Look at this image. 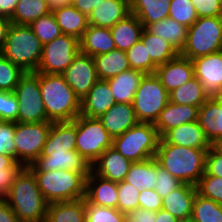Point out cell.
<instances>
[{"mask_svg": "<svg viewBox=\"0 0 222 222\" xmlns=\"http://www.w3.org/2000/svg\"><path fill=\"white\" fill-rule=\"evenodd\" d=\"M20 222H45L49 203L38 187L33 172L24 167L4 197Z\"/></svg>", "mask_w": 222, "mask_h": 222, "instance_id": "1", "label": "cell"}, {"mask_svg": "<svg viewBox=\"0 0 222 222\" xmlns=\"http://www.w3.org/2000/svg\"><path fill=\"white\" fill-rule=\"evenodd\" d=\"M208 150L164 143L160 139L155 159L175 178L196 186L205 173Z\"/></svg>", "mask_w": 222, "mask_h": 222, "instance_id": "2", "label": "cell"}, {"mask_svg": "<svg viewBox=\"0 0 222 222\" xmlns=\"http://www.w3.org/2000/svg\"><path fill=\"white\" fill-rule=\"evenodd\" d=\"M39 86L50 121H73L80 115L81 100L66 83L62 74L39 73Z\"/></svg>", "mask_w": 222, "mask_h": 222, "instance_id": "3", "label": "cell"}, {"mask_svg": "<svg viewBox=\"0 0 222 222\" xmlns=\"http://www.w3.org/2000/svg\"><path fill=\"white\" fill-rule=\"evenodd\" d=\"M46 201L50 203L85 198L86 178L90 172L70 170L32 171Z\"/></svg>", "mask_w": 222, "mask_h": 222, "instance_id": "4", "label": "cell"}, {"mask_svg": "<svg viewBox=\"0 0 222 222\" xmlns=\"http://www.w3.org/2000/svg\"><path fill=\"white\" fill-rule=\"evenodd\" d=\"M43 45L29 25L11 23L0 53L24 72H36L42 57Z\"/></svg>", "mask_w": 222, "mask_h": 222, "instance_id": "5", "label": "cell"}, {"mask_svg": "<svg viewBox=\"0 0 222 222\" xmlns=\"http://www.w3.org/2000/svg\"><path fill=\"white\" fill-rule=\"evenodd\" d=\"M161 137L152 123H138L113 138V147L125 158L142 162L155 157Z\"/></svg>", "mask_w": 222, "mask_h": 222, "instance_id": "6", "label": "cell"}, {"mask_svg": "<svg viewBox=\"0 0 222 222\" xmlns=\"http://www.w3.org/2000/svg\"><path fill=\"white\" fill-rule=\"evenodd\" d=\"M222 50V17H198L188 27L181 55L193 60Z\"/></svg>", "mask_w": 222, "mask_h": 222, "instance_id": "7", "label": "cell"}, {"mask_svg": "<svg viewBox=\"0 0 222 222\" xmlns=\"http://www.w3.org/2000/svg\"><path fill=\"white\" fill-rule=\"evenodd\" d=\"M169 102V93L153 74H145L132 102L139 123L154 124Z\"/></svg>", "mask_w": 222, "mask_h": 222, "instance_id": "8", "label": "cell"}, {"mask_svg": "<svg viewBox=\"0 0 222 222\" xmlns=\"http://www.w3.org/2000/svg\"><path fill=\"white\" fill-rule=\"evenodd\" d=\"M73 121L76 123V150L92 165L113 146V137L98 118L79 115Z\"/></svg>", "mask_w": 222, "mask_h": 222, "instance_id": "9", "label": "cell"}, {"mask_svg": "<svg viewBox=\"0 0 222 222\" xmlns=\"http://www.w3.org/2000/svg\"><path fill=\"white\" fill-rule=\"evenodd\" d=\"M18 100L17 122L38 123L47 118L39 86V72H25L14 89Z\"/></svg>", "mask_w": 222, "mask_h": 222, "instance_id": "10", "label": "cell"}, {"mask_svg": "<svg viewBox=\"0 0 222 222\" xmlns=\"http://www.w3.org/2000/svg\"><path fill=\"white\" fill-rule=\"evenodd\" d=\"M52 121L38 123L15 122V159L24 167L31 165L40 155Z\"/></svg>", "mask_w": 222, "mask_h": 222, "instance_id": "11", "label": "cell"}, {"mask_svg": "<svg viewBox=\"0 0 222 222\" xmlns=\"http://www.w3.org/2000/svg\"><path fill=\"white\" fill-rule=\"evenodd\" d=\"M79 52V40L73 36L61 34L53 41L43 45L41 61L36 72L62 74Z\"/></svg>", "mask_w": 222, "mask_h": 222, "instance_id": "12", "label": "cell"}, {"mask_svg": "<svg viewBox=\"0 0 222 222\" xmlns=\"http://www.w3.org/2000/svg\"><path fill=\"white\" fill-rule=\"evenodd\" d=\"M62 75L80 100L89 93L99 80L94 58L81 52L74 58L71 65L64 70Z\"/></svg>", "mask_w": 222, "mask_h": 222, "instance_id": "13", "label": "cell"}, {"mask_svg": "<svg viewBox=\"0 0 222 222\" xmlns=\"http://www.w3.org/2000/svg\"><path fill=\"white\" fill-rule=\"evenodd\" d=\"M195 77L208 98H222V50L192 60Z\"/></svg>", "mask_w": 222, "mask_h": 222, "instance_id": "14", "label": "cell"}, {"mask_svg": "<svg viewBox=\"0 0 222 222\" xmlns=\"http://www.w3.org/2000/svg\"><path fill=\"white\" fill-rule=\"evenodd\" d=\"M155 75L170 93L195 77L193 62L179 53L165 64L157 66Z\"/></svg>", "mask_w": 222, "mask_h": 222, "instance_id": "15", "label": "cell"}, {"mask_svg": "<svg viewBox=\"0 0 222 222\" xmlns=\"http://www.w3.org/2000/svg\"><path fill=\"white\" fill-rule=\"evenodd\" d=\"M71 150H76V123L52 122L41 155L67 154Z\"/></svg>", "mask_w": 222, "mask_h": 222, "instance_id": "16", "label": "cell"}, {"mask_svg": "<svg viewBox=\"0 0 222 222\" xmlns=\"http://www.w3.org/2000/svg\"><path fill=\"white\" fill-rule=\"evenodd\" d=\"M28 168L31 171H91V165L77 152V150L67 151V154L40 155L31 165L28 166Z\"/></svg>", "mask_w": 222, "mask_h": 222, "instance_id": "17", "label": "cell"}, {"mask_svg": "<svg viewBox=\"0 0 222 222\" xmlns=\"http://www.w3.org/2000/svg\"><path fill=\"white\" fill-rule=\"evenodd\" d=\"M131 164L130 160L111 146L91 165V170L104 179L118 183L125 180Z\"/></svg>", "mask_w": 222, "mask_h": 222, "instance_id": "18", "label": "cell"}, {"mask_svg": "<svg viewBox=\"0 0 222 222\" xmlns=\"http://www.w3.org/2000/svg\"><path fill=\"white\" fill-rule=\"evenodd\" d=\"M85 199L90 204L117 209V182L104 179L91 170L86 178Z\"/></svg>", "mask_w": 222, "mask_h": 222, "instance_id": "19", "label": "cell"}, {"mask_svg": "<svg viewBox=\"0 0 222 222\" xmlns=\"http://www.w3.org/2000/svg\"><path fill=\"white\" fill-rule=\"evenodd\" d=\"M199 107L193 105H180L170 101L160 112V115L154 123L160 137L167 131L182 124L198 121Z\"/></svg>", "mask_w": 222, "mask_h": 222, "instance_id": "20", "label": "cell"}, {"mask_svg": "<svg viewBox=\"0 0 222 222\" xmlns=\"http://www.w3.org/2000/svg\"><path fill=\"white\" fill-rule=\"evenodd\" d=\"M107 80H98L89 93L81 100L80 115L99 118L115 104Z\"/></svg>", "mask_w": 222, "mask_h": 222, "instance_id": "21", "label": "cell"}, {"mask_svg": "<svg viewBox=\"0 0 222 222\" xmlns=\"http://www.w3.org/2000/svg\"><path fill=\"white\" fill-rule=\"evenodd\" d=\"M98 119L113 138L139 123L133 105L129 103H115Z\"/></svg>", "mask_w": 222, "mask_h": 222, "instance_id": "22", "label": "cell"}, {"mask_svg": "<svg viewBox=\"0 0 222 222\" xmlns=\"http://www.w3.org/2000/svg\"><path fill=\"white\" fill-rule=\"evenodd\" d=\"M196 186L184 183L178 189L162 198V209L168 211L181 222L191 219Z\"/></svg>", "mask_w": 222, "mask_h": 222, "instance_id": "23", "label": "cell"}, {"mask_svg": "<svg viewBox=\"0 0 222 222\" xmlns=\"http://www.w3.org/2000/svg\"><path fill=\"white\" fill-rule=\"evenodd\" d=\"M161 140L164 143L175 144L196 149H209L210 143L205 138L198 121L182 124L167 131Z\"/></svg>", "mask_w": 222, "mask_h": 222, "instance_id": "24", "label": "cell"}, {"mask_svg": "<svg viewBox=\"0 0 222 222\" xmlns=\"http://www.w3.org/2000/svg\"><path fill=\"white\" fill-rule=\"evenodd\" d=\"M130 14L129 0H102L88 17L89 25L111 28Z\"/></svg>", "mask_w": 222, "mask_h": 222, "instance_id": "25", "label": "cell"}, {"mask_svg": "<svg viewBox=\"0 0 222 222\" xmlns=\"http://www.w3.org/2000/svg\"><path fill=\"white\" fill-rule=\"evenodd\" d=\"M80 52L91 57L116 49L110 28L88 25L79 40Z\"/></svg>", "mask_w": 222, "mask_h": 222, "instance_id": "26", "label": "cell"}, {"mask_svg": "<svg viewBox=\"0 0 222 222\" xmlns=\"http://www.w3.org/2000/svg\"><path fill=\"white\" fill-rule=\"evenodd\" d=\"M198 123L209 143L222 136V98H208L199 107Z\"/></svg>", "mask_w": 222, "mask_h": 222, "instance_id": "27", "label": "cell"}, {"mask_svg": "<svg viewBox=\"0 0 222 222\" xmlns=\"http://www.w3.org/2000/svg\"><path fill=\"white\" fill-rule=\"evenodd\" d=\"M144 75L145 73L140 70L129 69L107 79L115 102L132 104Z\"/></svg>", "mask_w": 222, "mask_h": 222, "instance_id": "28", "label": "cell"}, {"mask_svg": "<svg viewBox=\"0 0 222 222\" xmlns=\"http://www.w3.org/2000/svg\"><path fill=\"white\" fill-rule=\"evenodd\" d=\"M143 29L141 21L131 13L112 26L110 30L116 49L125 52L129 50L140 40Z\"/></svg>", "mask_w": 222, "mask_h": 222, "instance_id": "29", "label": "cell"}, {"mask_svg": "<svg viewBox=\"0 0 222 222\" xmlns=\"http://www.w3.org/2000/svg\"><path fill=\"white\" fill-rule=\"evenodd\" d=\"M130 13L138 17L144 28L169 16L171 0H129Z\"/></svg>", "mask_w": 222, "mask_h": 222, "instance_id": "30", "label": "cell"}, {"mask_svg": "<svg viewBox=\"0 0 222 222\" xmlns=\"http://www.w3.org/2000/svg\"><path fill=\"white\" fill-rule=\"evenodd\" d=\"M53 14L62 34L70 35L78 40L88 28V17L76 9L73 5L54 9Z\"/></svg>", "mask_w": 222, "mask_h": 222, "instance_id": "31", "label": "cell"}, {"mask_svg": "<svg viewBox=\"0 0 222 222\" xmlns=\"http://www.w3.org/2000/svg\"><path fill=\"white\" fill-rule=\"evenodd\" d=\"M145 29L168 41L179 53H181L187 41L188 27L177 23L169 17L153 24H148Z\"/></svg>", "mask_w": 222, "mask_h": 222, "instance_id": "32", "label": "cell"}, {"mask_svg": "<svg viewBox=\"0 0 222 222\" xmlns=\"http://www.w3.org/2000/svg\"><path fill=\"white\" fill-rule=\"evenodd\" d=\"M93 58L99 80H107L131 69L126 52L119 49L111 50Z\"/></svg>", "mask_w": 222, "mask_h": 222, "instance_id": "33", "label": "cell"}, {"mask_svg": "<svg viewBox=\"0 0 222 222\" xmlns=\"http://www.w3.org/2000/svg\"><path fill=\"white\" fill-rule=\"evenodd\" d=\"M45 222H85V198L50 203Z\"/></svg>", "mask_w": 222, "mask_h": 222, "instance_id": "34", "label": "cell"}, {"mask_svg": "<svg viewBox=\"0 0 222 222\" xmlns=\"http://www.w3.org/2000/svg\"><path fill=\"white\" fill-rule=\"evenodd\" d=\"M156 177L157 160L153 157L142 162H133L130 165L125 181L139 190L154 189Z\"/></svg>", "mask_w": 222, "mask_h": 222, "instance_id": "35", "label": "cell"}, {"mask_svg": "<svg viewBox=\"0 0 222 222\" xmlns=\"http://www.w3.org/2000/svg\"><path fill=\"white\" fill-rule=\"evenodd\" d=\"M140 40L151 60L157 66L165 64L179 54L168 41L148 32L145 28L142 31Z\"/></svg>", "mask_w": 222, "mask_h": 222, "instance_id": "36", "label": "cell"}, {"mask_svg": "<svg viewBox=\"0 0 222 222\" xmlns=\"http://www.w3.org/2000/svg\"><path fill=\"white\" fill-rule=\"evenodd\" d=\"M207 99L208 96L201 82L196 77L169 93V101L180 105L200 107Z\"/></svg>", "mask_w": 222, "mask_h": 222, "instance_id": "37", "label": "cell"}, {"mask_svg": "<svg viewBox=\"0 0 222 222\" xmlns=\"http://www.w3.org/2000/svg\"><path fill=\"white\" fill-rule=\"evenodd\" d=\"M50 11L48 0H19L10 20L13 24L30 25Z\"/></svg>", "mask_w": 222, "mask_h": 222, "instance_id": "38", "label": "cell"}, {"mask_svg": "<svg viewBox=\"0 0 222 222\" xmlns=\"http://www.w3.org/2000/svg\"><path fill=\"white\" fill-rule=\"evenodd\" d=\"M191 220L195 222H222V205L196 193Z\"/></svg>", "mask_w": 222, "mask_h": 222, "instance_id": "39", "label": "cell"}, {"mask_svg": "<svg viewBox=\"0 0 222 222\" xmlns=\"http://www.w3.org/2000/svg\"><path fill=\"white\" fill-rule=\"evenodd\" d=\"M29 26L42 45L53 41L62 34L52 11L36 19Z\"/></svg>", "mask_w": 222, "mask_h": 222, "instance_id": "40", "label": "cell"}, {"mask_svg": "<svg viewBox=\"0 0 222 222\" xmlns=\"http://www.w3.org/2000/svg\"><path fill=\"white\" fill-rule=\"evenodd\" d=\"M126 55L131 69L140 70L145 74H153L157 65L151 60L141 40L134 44Z\"/></svg>", "mask_w": 222, "mask_h": 222, "instance_id": "41", "label": "cell"}, {"mask_svg": "<svg viewBox=\"0 0 222 222\" xmlns=\"http://www.w3.org/2000/svg\"><path fill=\"white\" fill-rule=\"evenodd\" d=\"M126 214L116 208L90 204L85 199V222H125Z\"/></svg>", "mask_w": 222, "mask_h": 222, "instance_id": "42", "label": "cell"}, {"mask_svg": "<svg viewBox=\"0 0 222 222\" xmlns=\"http://www.w3.org/2000/svg\"><path fill=\"white\" fill-rule=\"evenodd\" d=\"M117 209L125 214H131L139 208L140 190L131 183L123 180L117 183Z\"/></svg>", "mask_w": 222, "mask_h": 222, "instance_id": "43", "label": "cell"}, {"mask_svg": "<svg viewBox=\"0 0 222 222\" xmlns=\"http://www.w3.org/2000/svg\"><path fill=\"white\" fill-rule=\"evenodd\" d=\"M24 73L0 53V91L13 92Z\"/></svg>", "mask_w": 222, "mask_h": 222, "instance_id": "44", "label": "cell"}, {"mask_svg": "<svg viewBox=\"0 0 222 222\" xmlns=\"http://www.w3.org/2000/svg\"><path fill=\"white\" fill-rule=\"evenodd\" d=\"M168 17L187 27H190L198 19L191 0H171Z\"/></svg>", "mask_w": 222, "mask_h": 222, "instance_id": "45", "label": "cell"}, {"mask_svg": "<svg viewBox=\"0 0 222 222\" xmlns=\"http://www.w3.org/2000/svg\"><path fill=\"white\" fill-rule=\"evenodd\" d=\"M197 193L222 205V177L206 172L196 184Z\"/></svg>", "mask_w": 222, "mask_h": 222, "instance_id": "46", "label": "cell"}, {"mask_svg": "<svg viewBox=\"0 0 222 222\" xmlns=\"http://www.w3.org/2000/svg\"><path fill=\"white\" fill-rule=\"evenodd\" d=\"M184 183L171 175L166 169L158 164L157 161V177L154 190L160 197L164 198L173 190L178 189Z\"/></svg>", "mask_w": 222, "mask_h": 222, "instance_id": "47", "label": "cell"}, {"mask_svg": "<svg viewBox=\"0 0 222 222\" xmlns=\"http://www.w3.org/2000/svg\"><path fill=\"white\" fill-rule=\"evenodd\" d=\"M18 100L14 92L0 91V121L17 122Z\"/></svg>", "mask_w": 222, "mask_h": 222, "instance_id": "48", "label": "cell"}, {"mask_svg": "<svg viewBox=\"0 0 222 222\" xmlns=\"http://www.w3.org/2000/svg\"><path fill=\"white\" fill-rule=\"evenodd\" d=\"M15 122L0 121V154L15 157Z\"/></svg>", "mask_w": 222, "mask_h": 222, "instance_id": "49", "label": "cell"}, {"mask_svg": "<svg viewBox=\"0 0 222 222\" xmlns=\"http://www.w3.org/2000/svg\"><path fill=\"white\" fill-rule=\"evenodd\" d=\"M198 17H222V0H191Z\"/></svg>", "mask_w": 222, "mask_h": 222, "instance_id": "50", "label": "cell"}, {"mask_svg": "<svg viewBox=\"0 0 222 222\" xmlns=\"http://www.w3.org/2000/svg\"><path fill=\"white\" fill-rule=\"evenodd\" d=\"M139 208L157 212L162 209V197L154 189L140 190Z\"/></svg>", "mask_w": 222, "mask_h": 222, "instance_id": "51", "label": "cell"}, {"mask_svg": "<svg viewBox=\"0 0 222 222\" xmlns=\"http://www.w3.org/2000/svg\"><path fill=\"white\" fill-rule=\"evenodd\" d=\"M23 168L24 167H6L0 169V198H4L8 194L16 176Z\"/></svg>", "mask_w": 222, "mask_h": 222, "instance_id": "52", "label": "cell"}, {"mask_svg": "<svg viewBox=\"0 0 222 222\" xmlns=\"http://www.w3.org/2000/svg\"><path fill=\"white\" fill-rule=\"evenodd\" d=\"M205 172L211 176L222 177V155L215 153L211 148L206 154Z\"/></svg>", "mask_w": 222, "mask_h": 222, "instance_id": "53", "label": "cell"}, {"mask_svg": "<svg viewBox=\"0 0 222 222\" xmlns=\"http://www.w3.org/2000/svg\"><path fill=\"white\" fill-rule=\"evenodd\" d=\"M102 0H73L72 4L76 9L85 14L87 17L97 8Z\"/></svg>", "mask_w": 222, "mask_h": 222, "instance_id": "54", "label": "cell"}, {"mask_svg": "<svg viewBox=\"0 0 222 222\" xmlns=\"http://www.w3.org/2000/svg\"><path fill=\"white\" fill-rule=\"evenodd\" d=\"M0 222H20L4 198H0Z\"/></svg>", "mask_w": 222, "mask_h": 222, "instance_id": "55", "label": "cell"}, {"mask_svg": "<svg viewBox=\"0 0 222 222\" xmlns=\"http://www.w3.org/2000/svg\"><path fill=\"white\" fill-rule=\"evenodd\" d=\"M19 0H0V16L11 18Z\"/></svg>", "mask_w": 222, "mask_h": 222, "instance_id": "56", "label": "cell"}, {"mask_svg": "<svg viewBox=\"0 0 222 222\" xmlns=\"http://www.w3.org/2000/svg\"><path fill=\"white\" fill-rule=\"evenodd\" d=\"M137 220L142 222H155L156 221V212L138 208L136 211L131 213Z\"/></svg>", "mask_w": 222, "mask_h": 222, "instance_id": "57", "label": "cell"}, {"mask_svg": "<svg viewBox=\"0 0 222 222\" xmlns=\"http://www.w3.org/2000/svg\"><path fill=\"white\" fill-rule=\"evenodd\" d=\"M11 20L7 17L0 16V50L3 48Z\"/></svg>", "mask_w": 222, "mask_h": 222, "instance_id": "58", "label": "cell"}, {"mask_svg": "<svg viewBox=\"0 0 222 222\" xmlns=\"http://www.w3.org/2000/svg\"><path fill=\"white\" fill-rule=\"evenodd\" d=\"M6 167H24L21 163L17 162L12 155L0 154V169Z\"/></svg>", "mask_w": 222, "mask_h": 222, "instance_id": "59", "label": "cell"}, {"mask_svg": "<svg viewBox=\"0 0 222 222\" xmlns=\"http://www.w3.org/2000/svg\"><path fill=\"white\" fill-rule=\"evenodd\" d=\"M155 222H181L175 216L164 209H160L156 212Z\"/></svg>", "mask_w": 222, "mask_h": 222, "instance_id": "60", "label": "cell"}, {"mask_svg": "<svg viewBox=\"0 0 222 222\" xmlns=\"http://www.w3.org/2000/svg\"><path fill=\"white\" fill-rule=\"evenodd\" d=\"M73 0H48V5L51 11L54 9L71 5Z\"/></svg>", "mask_w": 222, "mask_h": 222, "instance_id": "61", "label": "cell"}, {"mask_svg": "<svg viewBox=\"0 0 222 222\" xmlns=\"http://www.w3.org/2000/svg\"><path fill=\"white\" fill-rule=\"evenodd\" d=\"M210 148L217 154L222 155V136L215 138L210 143Z\"/></svg>", "mask_w": 222, "mask_h": 222, "instance_id": "62", "label": "cell"}, {"mask_svg": "<svg viewBox=\"0 0 222 222\" xmlns=\"http://www.w3.org/2000/svg\"><path fill=\"white\" fill-rule=\"evenodd\" d=\"M125 222H142V221L137 220L132 214H126Z\"/></svg>", "mask_w": 222, "mask_h": 222, "instance_id": "63", "label": "cell"}, {"mask_svg": "<svg viewBox=\"0 0 222 222\" xmlns=\"http://www.w3.org/2000/svg\"><path fill=\"white\" fill-rule=\"evenodd\" d=\"M186 222H195V221H193V220L189 219V220H187Z\"/></svg>", "mask_w": 222, "mask_h": 222, "instance_id": "64", "label": "cell"}]
</instances>
